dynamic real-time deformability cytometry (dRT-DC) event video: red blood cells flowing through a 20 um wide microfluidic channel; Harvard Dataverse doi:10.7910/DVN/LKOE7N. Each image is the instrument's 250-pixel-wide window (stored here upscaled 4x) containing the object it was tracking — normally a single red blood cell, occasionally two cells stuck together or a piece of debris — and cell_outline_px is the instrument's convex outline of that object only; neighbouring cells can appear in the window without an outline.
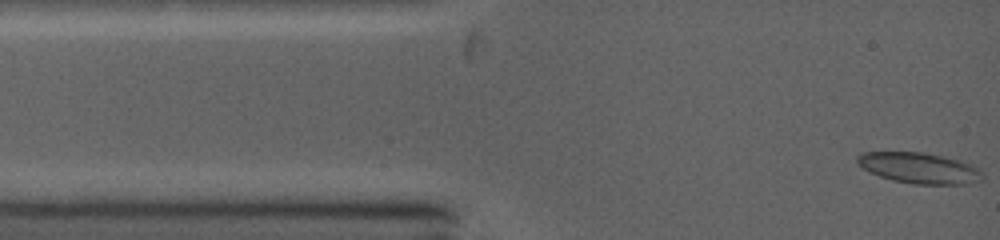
{"species": "common noctule bat (a hibernating species)", "species_latin": "Nyctalus noctula", "temperature_condition": "warm", "stored_images_in_passage": 44, "camera_frame_rate_fps": 5000, "um_per_image_px": 0.085, "animal": {"sex": "female", "body_mass_g": 19.0, "forearm_length_mm": 53.3}, "frame": {"image": 1, "passage_image": 1, "time_ms": 0.0, "image_size_px": [1000, 240], "cell_outline_px": [[980, 180], [968, 184], [912, 184], [892, 180], [880, 176], [856, 164], [856, 156], [860, 152], [924, 152], [944, 156], [960, 160], [980, 168]], "centroid_in_image_um": [78.1, 14.27], "position_along_channel_um": 6.9, "area_um2": 22.48}}
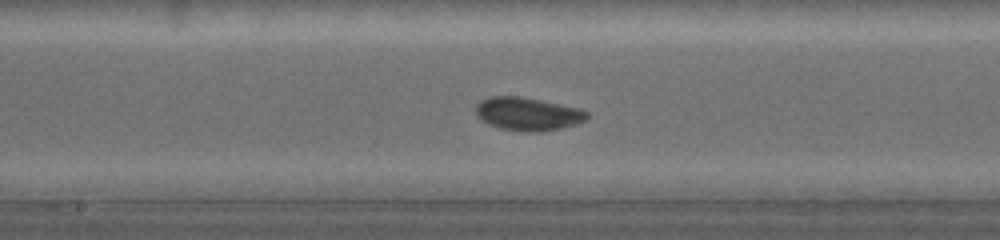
{"frame": {"image": 2, "passage_image": 19, "time_ms": 6.0, "image_size_px": [1000, 240], "cell_outline_px": [[588, 116], [584, 120], [576, 124], [560, 128], [540, 132], [524, 132], [500, 128], [488, 124], [476, 116], [476, 104], [480, 100], [492, 96], [520, 96], [540, 100], [576, 108], [588, 112]], "centroid_in_image_um": [44.8, 9.69], "position_along_channel_um": 203.4, "area_um2": 21.33}}
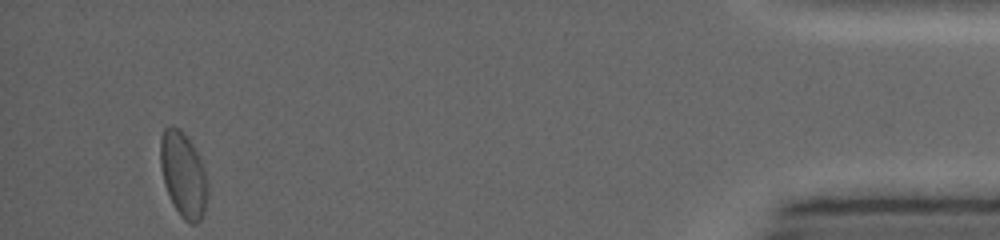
{"frame": {"image": 3, "passage_image": 44, "time_ms": 13.4, "image_size_px": [1000, 240], "cell_outline_px": [[208, 196], [204, 212], [200, 220], [196, 224], [188, 224], [180, 216], [164, 184], [160, 168], [160, 136], [164, 128], [172, 124], [180, 128], [188, 136], [204, 168], [208, 180]], "centroid_in_image_um": [15.58, 14.82], "position_along_channel_um": 419.6, "area_um2": 23.81}, "authors_computed_cell_mechanics": {"area_um2": 20.9525, "velocity_mm_per_s": 4.1951, "shape_relaxation_time_tau1_ms": null, "shape_relaxation_time_tau2_ms": 2.1004, "deformation_change_tau1": null, "deformation_change_tau2": 0.0592}}